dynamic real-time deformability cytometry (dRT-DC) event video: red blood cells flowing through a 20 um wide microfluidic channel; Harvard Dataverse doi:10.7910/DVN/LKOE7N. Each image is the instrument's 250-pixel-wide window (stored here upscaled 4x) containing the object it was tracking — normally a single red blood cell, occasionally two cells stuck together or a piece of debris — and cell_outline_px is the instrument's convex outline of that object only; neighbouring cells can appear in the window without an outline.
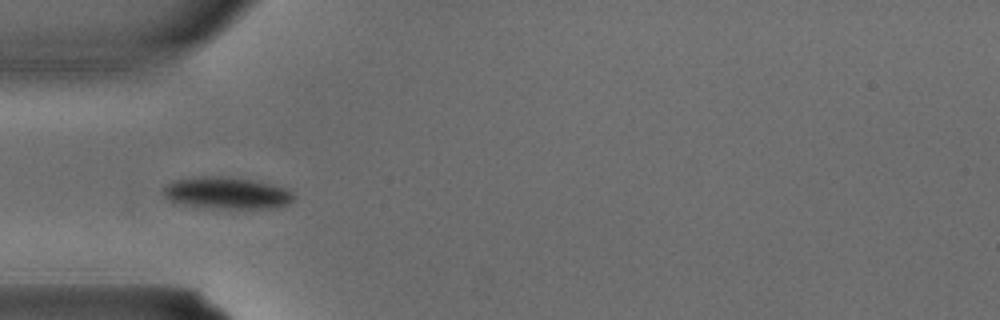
{"species": "common noctule bat (a hibernating species)", "species_latin": "Nyctalus noctula", "temperature_condition": "warm", "stored_images_in_passage": 2, "camera_frame_rate_fps": 3000, "um_per_image_px": 0.085, "animal": {"sex": "male", "body_mass_g": 15.6}, "frame": {"image": 1, "passage_image": 2, "time_ms": 0.333, "image_size_px": [1000, 320], "cell_outline_px": [[296, 196], [288, 204], [276, 208], [200, 208], [172, 204], [160, 192], [164, 184], [172, 180], [192, 176], [224, 176], [256, 180], [288, 188]], "centroid_in_image_um": [19.17, 16.4], "position_along_channel_um": 65.8, "area_um2": 25.32}}